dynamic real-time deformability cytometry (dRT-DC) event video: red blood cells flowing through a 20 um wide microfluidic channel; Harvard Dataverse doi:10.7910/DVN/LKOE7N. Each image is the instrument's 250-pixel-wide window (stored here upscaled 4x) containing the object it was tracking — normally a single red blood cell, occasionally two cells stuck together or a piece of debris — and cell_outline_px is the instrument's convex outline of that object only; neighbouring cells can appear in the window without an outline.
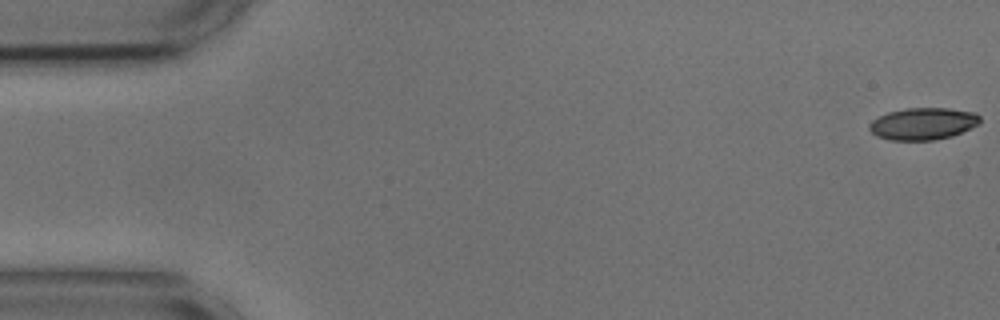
{"species": "common noctule bat (a hibernating species)", "species_latin": "Nyctalus noctula", "temperature_condition": "cold", "stored_images_in_passage": 54, "camera_frame_rate_fps": 3000, "um_per_image_px": 0.085, "animal": {"sex": "male", "body_mass_g": 17.9, "forearm_length_mm": 54.2}, "frame": {"image": 1, "passage_image": 1, "time_ms": 0.0, "image_size_px": [1000, 320], "cell_outline_px": [[980, 124], [952, 136], [932, 140], [888, 140], [876, 136], [868, 128], [868, 124], [872, 120], [888, 112], [904, 108], [948, 108], [976, 112], [980, 116]], "centroid_in_image_um": [78.46, 10.51], "position_along_channel_um": 6.5, "area_um2": 20.81}}
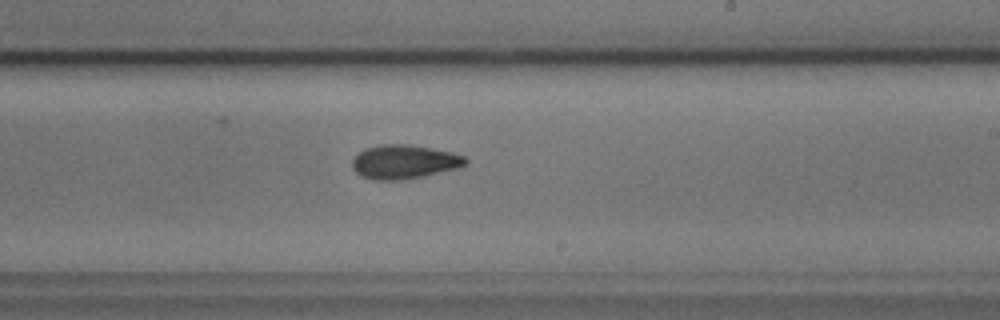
{"frame": {"image": 2, "passage_image": 32, "time_ms": 10.333, "image_size_px": [1000, 320], "cell_outline_px": [[468, 164], [460, 168], [424, 176], [400, 180], [372, 180], [360, 176], [352, 168], [352, 160], [356, 152], [364, 148], [380, 144], [408, 144], [432, 148], [452, 152], [464, 156], [468, 160]], "centroid_in_image_um": [34.34, 13.75], "position_along_channel_um": 254.7, "area_um2": 22.89}}
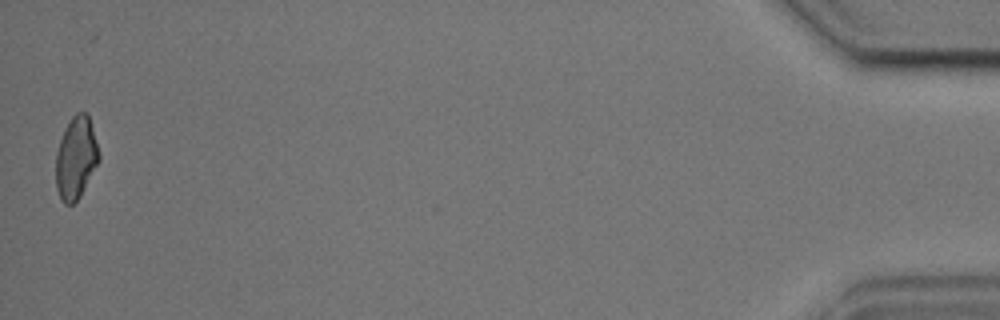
{"frame": {"image": 3, "passage_image": 54, "time_ms": 17.667, "image_size_px": [1000, 320], "cell_outline_px": [[100, 160], [80, 196], [72, 204], [64, 204], [60, 200], [56, 188], [56, 152], [64, 128], [72, 116], [76, 112], [88, 112], [100, 152]], "centroid_in_image_um": [6.46, 13.4], "position_along_channel_um": 428.7, "area_um2": 20.92}, "authors_computed_cell_mechanics": {"area_um2": 21.5883, "velocity_mm_per_s": 3.6698, "shape_relaxation_time_tau1_ms": 3.709, "shape_relaxation_time_tau2_ms": 5.53, "deformation_change_tau1": 0.1173, "deformation_change_tau2": 0.11}}